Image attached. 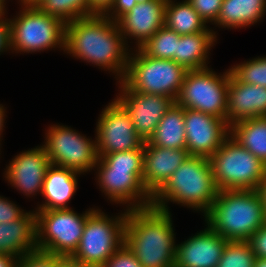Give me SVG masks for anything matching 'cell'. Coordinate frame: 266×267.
I'll list each match as a JSON object with an SVG mask.
<instances>
[{
  "label": "cell",
  "instance_id": "1",
  "mask_svg": "<svg viewBox=\"0 0 266 267\" xmlns=\"http://www.w3.org/2000/svg\"><path fill=\"white\" fill-rule=\"evenodd\" d=\"M128 44L117 22L105 15H93L73 20L65 27L67 54L115 73L122 81L129 55Z\"/></svg>",
  "mask_w": 266,
  "mask_h": 267
},
{
  "label": "cell",
  "instance_id": "2",
  "mask_svg": "<svg viewBox=\"0 0 266 267\" xmlns=\"http://www.w3.org/2000/svg\"><path fill=\"white\" fill-rule=\"evenodd\" d=\"M170 211L128 209L124 243L143 267H174L175 237Z\"/></svg>",
  "mask_w": 266,
  "mask_h": 267
},
{
  "label": "cell",
  "instance_id": "3",
  "mask_svg": "<svg viewBox=\"0 0 266 267\" xmlns=\"http://www.w3.org/2000/svg\"><path fill=\"white\" fill-rule=\"evenodd\" d=\"M207 225L228 241H248L266 224L264 200L259 190H218Z\"/></svg>",
  "mask_w": 266,
  "mask_h": 267
},
{
  "label": "cell",
  "instance_id": "4",
  "mask_svg": "<svg viewBox=\"0 0 266 267\" xmlns=\"http://www.w3.org/2000/svg\"><path fill=\"white\" fill-rule=\"evenodd\" d=\"M144 146L130 151L98 156V185L112 202L128 203L127 209L146 208L152 195L143 184Z\"/></svg>",
  "mask_w": 266,
  "mask_h": 267
},
{
  "label": "cell",
  "instance_id": "5",
  "mask_svg": "<svg viewBox=\"0 0 266 267\" xmlns=\"http://www.w3.org/2000/svg\"><path fill=\"white\" fill-rule=\"evenodd\" d=\"M217 193L209 158L189 156L152 196L151 206L169 212L166 204L171 201L205 215Z\"/></svg>",
  "mask_w": 266,
  "mask_h": 267
},
{
  "label": "cell",
  "instance_id": "6",
  "mask_svg": "<svg viewBox=\"0 0 266 267\" xmlns=\"http://www.w3.org/2000/svg\"><path fill=\"white\" fill-rule=\"evenodd\" d=\"M218 190H259L266 166L229 135L209 157Z\"/></svg>",
  "mask_w": 266,
  "mask_h": 267
},
{
  "label": "cell",
  "instance_id": "7",
  "mask_svg": "<svg viewBox=\"0 0 266 267\" xmlns=\"http://www.w3.org/2000/svg\"><path fill=\"white\" fill-rule=\"evenodd\" d=\"M135 52L129 55L122 81L134 91L176 100L187 70L174 60L150 57L140 48H136Z\"/></svg>",
  "mask_w": 266,
  "mask_h": 267
},
{
  "label": "cell",
  "instance_id": "8",
  "mask_svg": "<svg viewBox=\"0 0 266 267\" xmlns=\"http://www.w3.org/2000/svg\"><path fill=\"white\" fill-rule=\"evenodd\" d=\"M15 17L9 20L10 50L32 53L56 46L65 49L66 24L59 18L37 6H24Z\"/></svg>",
  "mask_w": 266,
  "mask_h": 267
},
{
  "label": "cell",
  "instance_id": "9",
  "mask_svg": "<svg viewBox=\"0 0 266 267\" xmlns=\"http://www.w3.org/2000/svg\"><path fill=\"white\" fill-rule=\"evenodd\" d=\"M127 212L128 209L109 218L94 209L86 218L79 245L70 257L84 265L101 267L124 244Z\"/></svg>",
  "mask_w": 266,
  "mask_h": 267
},
{
  "label": "cell",
  "instance_id": "10",
  "mask_svg": "<svg viewBox=\"0 0 266 267\" xmlns=\"http://www.w3.org/2000/svg\"><path fill=\"white\" fill-rule=\"evenodd\" d=\"M93 210L81 215L70 208L35 211L37 248L62 257L71 256L79 245L86 218Z\"/></svg>",
  "mask_w": 266,
  "mask_h": 267
},
{
  "label": "cell",
  "instance_id": "11",
  "mask_svg": "<svg viewBox=\"0 0 266 267\" xmlns=\"http://www.w3.org/2000/svg\"><path fill=\"white\" fill-rule=\"evenodd\" d=\"M229 69L217 75L210 68L187 71L175 103L226 121Z\"/></svg>",
  "mask_w": 266,
  "mask_h": 267
},
{
  "label": "cell",
  "instance_id": "12",
  "mask_svg": "<svg viewBox=\"0 0 266 267\" xmlns=\"http://www.w3.org/2000/svg\"><path fill=\"white\" fill-rule=\"evenodd\" d=\"M43 145L51 164L84 173L97 164L96 140H90L75 130L60 125H51Z\"/></svg>",
  "mask_w": 266,
  "mask_h": 267
},
{
  "label": "cell",
  "instance_id": "13",
  "mask_svg": "<svg viewBox=\"0 0 266 267\" xmlns=\"http://www.w3.org/2000/svg\"><path fill=\"white\" fill-rule=\"evenodd\" d=\"M95 140L98 156L144 146V140L135 131L131 117L115 99L100 114Z\"/></svg>",
  "mask_w": 266,
  "mask_h": 267
},
{
  "label": "cell",
  "instance_id": "14",
  "mask_svg": "<svg viewBox=\"0 0 266 267\" xmlns=\"http://www.w3.org/2000/svg\"><path fill=\"white\" fill-rule=\"evenodd\" d=\"M120 94L115 99L129 114L135 131L145 141L153 135L158 123L175 103L171 97L146 94L130 89L123 81Z\"/></svg>",
  "mask_w": 266,
  "mask_h": 267
},
{
  "label": "cell",
  "instance_id": "15",
  "mask_svg": "<svg viewBox=\"0 0 266 267\" xmlns=\"http://www.w3.org/2000/svg\"><path fill=\"white\" fill-rule=\"evenodd\" d=\"M184 123L189 156L209 158L230 135L225 120L201 111L184 108Z\"/></svg>",
  "mask_w": 266,
  "mask_h": 267
},
{
  "label": "cell",
  "instance_id": "16",
  "mask_svg": "<svg viewBox=\"0 0 266 267\" xmlns=\"http://www.w3.org/2000/svg\"><path fill=\"white\" fill-rule=\"evenodd\" d=\"M50 164L44 146H37L15 156L6 167L5 178L26 196L35 195L42 192Z\"/></svg>",
  "mask_w": 266,
  "mask_h": 267
},
{
  "label": "cell",
  "instance_id": "17",
  "mask_svg": "<svg viewBox=\"0 0 266 267\" xmlns=\"http://www.w3.org/2000/svg\"><path fill=\"white\" fill-rule=\"evenodd\" d=\"M227 242L207 226L176 245L174 267H217Z\"/></svg>",
  "mask_w": 266,
  "mask_h": 267
},
{
  "label": "cell",
  "instance_id": "18",
  "mask_svg": "<svg viewBox=\"0 0 266 267\" xmlns=\"http://www.w3.org/2000/svg\"><path fill=\"white\" fill-rule=\"evenodd\" d=\"M165 5L163 0H149L138 3L121 16L116 22L125 42L127 37H134L132 39L136 40L139 48L163 27Z\"/></svg>",
  "mask_w": 266,
  "mask_h": 267
},
{
  "label": "cell",
  "instance_id": "19",
  "mask_svg": "<svg viewBox=\"0 0 266 267\" xmlns=\"http://www.w3.org/2000/svg\"><path fill=\"white\" fill-rule=\"evenodd\" d=\"M256 117H266V88L239 81L229 69L227 124Z\"/></svg>",
  "mask_w": 266,
  "mask_h": 267
},
{
  "label": "cell",
  "instance_id": "20",
  "mask_svg": "<svg viewBox=\"0 0 266 267\" xmlns=\"http://www.w3.org/2000/svg\"><path fill=\"white\" fill-rule=\"evenodd\" d=\"M189 157L186 149H168L144 142L143 184L153 196Z\"/></svg>",
  "mask_w": 266,
  "mask_h": 267
},
{
  "label": "cell",
  "instance_id": "21",
  "mask_svg": "<svg viewBox=\"0 0 266 267\" xmlns=\"http://www.w3.org/2000/svg\"><path fill=\"white\" fill-rule=\"evenodd\" d=\"M80 172L50 164L43 182L41 194L45 203L41 204L35 211H46L52 209H69L67 203L76 193Z\"/></svg>",
  "mask_w": 266,
  "mask_h": 267
},
{
  "label": "cell",
  "instance_id": "22",
  "mask_svg": "<svg viewBox=\"0 0 266 267\" xmlns=\"http://www.w3.org/2000/svg\"><path fill=\"white\" fill-rule=\"evenodd\" d=\"M37 249L35 211L26 212L19 219L0 223V253L19 259Z\"/></svg>",
  "mask_w": 266,
  "mask_h": 267
},
{
  "label": "cell",
  "instance_id": "23",
  "mask_svg": "<svg viewBox=\"0 0 266 267\" xmlns=\"http://www.w3.org/2000/svg\"><path fill=\"white\" fill-rule=\"evenodd\" d=\"M216 32L207 29L195 34L182 35L177 40V53L175 62L183 66L187 71L202 70L208 68L206 62L211 50L216 42Z\"/></svg>",
  "mask_w": 266,
  "mask_h": 267
},
{
  "label": "cell",
  "instance_id": "24",
  "mask_svg": "<svg viewBox=\"0 0 266 267\" xmlns=\"http://www.w3.org/2000/svg\"><path fill=\"white\" fill-rule=\"evenodd\" d=\"M266 12V0H223L215 23L224 28H241L260 21Z\"/></svg>",
  "mask_w": 266,
  "mask_h": 267
},
{
  "label": "cell",
  "instance_id": "25",
  "mask_svg": "<svg viewBox=\"0 0 266 267\" xmlns=\"http://www.w3.org/2000/svg\"><path fill=\"white\" fill-rule=\"evenodd\" d=\"M147 142L168 149H186L184 108L174 103Z\"/></svg>",
  "mask_w": 266,
  "mask_h": 267
},
{
  "label": "cell",
  "instance_id": "26",
  "mask_svg": "<svg viewBox=\"0 0 266 267\" xmlns=\"http://www.w3.org/2000/svg\"><path fill=\"white\" fill-rule=\"evenodd\" d=\"M230 135L266 166V117L238 121L230 126Z\"/></svg>",
  "mask_w": 266,
  "mask_h": 267
},
{
  "label": "cell",
  "instance_id": "27",
  "mask_svg": "<svg viewBox=\"0 0 266 267\" xmlns=\"http://www.w3.org/2000/svg\"><path fill=\"white\" fill-rule=\"evenodd\" d=\"M164 25L180 36L195 34L208 29L206 22L186 0L182 3H175L173 0L166 2Z\"/></svg>",
  "mask_w": 266,
  "mask_h": 267
},
{
  "label": "cell",
  "instance_id": "28",
  "mask_svg": "<svg viewBox=\"0 0 266 267\" xmlns=\"http://www.w3.org/2000/svg\"><path fill=\"white\" fill-rule=\"evenodd\" d=\"M37 7L65 24L89 17L88 0H41Z\"/></svg>",
  "mask_w": 266,
  "mask_h": 267
},
{
  "label": "cell",
  "instance_id": "29",
  "mask_svg": "<svg viewBox=\"0 0 266 267\" xmlns=\"http://www.w3.org/2000/svg\"><path fill=\"white\" fill-rule=\"evenodd\" d=\"M178 39L180 35L164 25L139 48L150 57L175 61Z\"/></svg>",
  "mask_w": 266,
  "mask_h": 267
},
{
  "label": "cell",
  "instance_id": "30",
  "mask_svg": "<svg viewBox=\"0 0 266 267\" xmlns=\"http://www.w3.org/2000/svg\"><path fill=\"white\" fill-rule=\"evenodd\" d=\"M255 261L248 241H228L217 267H253Z\"/></svg>",
  "mask_w": 266,
  "mask_h": 267
},
{
  "label": "cell",
  "instance_id": "31",
  "mask_svg": "<svg viewBox=\"0 0 266 267\" xmlns=\"http://www.w3.org/2000/svg\"><path fill=\"white\" fill-rule=\"evenodd\" d=\"M241 82L266 88V57H258L230 68Z\"/></svg>",
  "mask_w": 266,
  "mask_h": 267
},
{
  "label": "cell",
  "instance_id": "32",
  "mask_svg": "<svg viewBox=\"0 0 266 267\" xmlns=\"http://www.w3.org/2000/svg\"><path fill=\"white\" fill-rule=\"evenodd\" d=\"M61 257L37 249L19 258L16 267H56Z\"/></svg>",
  "mask_w": 266,
  "mask_h": 267
},
{
  "label": "cell",
  "instance_id": "33",
  "mask_svg": "<svg viewBox=\"0 0 266 267\" xmlns=\"http://www.w3.org/2000/svg\"><path fill=\"white\" fill-rule=\"evenodd\" d=\"M206 22H216L223 0H186Z\"/></svg>",
  "mask_w": 266,
  "mask_h": 267
},
{
  "label": "cell",
  "instance_id": "34",
  "mask_svg": "<svg viewBox=\"0 0 266 267\" xmlns=\"http://www.w3.org/2000/svg\"><path fill=\"white\" fill-rule=\"evenodd\" d=\"M101 267H143L124 243Z\"/></svg>",
  "mask_w": 266,
  "mask_h": 267
},
{
  "label": "cell",
  "instance_id": "35",
  "mask_svg": "<svg viewBox=\"0 0 266 267\" xmlns=\"http://www.w3.org/2000/svg\"><path fill=\"white\" fill-rule=\"evenodd\" d=\"M26 212L5 197L0 196V223L21 218Z\"/></svg>",
  "mask_w": 266,
  "mask_h": 267
},
{
  "label": "cell",
  "instance_id": "36",
  "mask_svg": "<svg viewBox=\"0 0 266 267\" xmlns=\"http://www.w3.org/2000/svg\"><path fill=\"white\" fill-rule=\"evenodd\" d=\"M248 242L256 257L266 258V224L254 232Z\"/></svg>",
  "mask_w": 266,
  "mask_h": 267
},
{
  "label": "cell",
  "instance_id": "37",
  "mask_svg": "<svg viewBox=\"0 0 266 267\" xmlns=\"http://www.w3.org/2000/svg\"><path fill=\"white\" fill-rule=\"evenodd\" d=\"M135 5H137L135 0H114L112 6L104 15L116 22L121 16L130 11Z\"/></svg>",
  "mask_w": 266,
  "mask_h": 267
},
{
  "label": "cell",
  "instance_id": "38",
  "mask_svg": "<svg viewBox=\"0 0 266 267\" xmlns=\"http://www.w3.org/2000/svg\"><path fill=\"white\" fill-rule=\"evenodd\" d=\"M114 0H88L89 16L104 15L112 6Z\"/></svg>",
  "mask_w": 266,
  "mask_h": 267
},
{
  "label": "cell",
  "instance_id": "39",
  "mask_svg": "<svg viewBox=\"0 0 266 267\" xmlns=\"http://www.w3.org/2000/svg\"><path fill=\"white\" fill-rule=\"evenodd\" d=\"M10 50L9 19L0 17V53Z\"/></svg>",
  "mask_w": 266,
  "mask_h": 267
},
{
  "label": "cell",
  "instance_id": "40",
  "mask_svg": "<svg viewBox=\"0 0 266 267\" xmlns=\"http://www.w3.org/2000/svg\"><path fill=\"white\" fill-rule=\"evenodd\" d=\"M56 267H91L88 265H84L69 257H61Z\"/></svg>",
  "mask_w": 266,
  "mask_h": 267
},
{
  "label": "cell",
  "instance_id": "41",
  "mask_svg": "<svg viewBox=\"0 0 266 267\" xmlns=\"http://www.w3.org/2000/svg\"><path fill=\"white\" fill-rule=\"evenodd\" d=\"M18 258L6 254V253H0V267H16Z\"/></svg>",
  "mask_w": 266,
  "mask_h": 267
},
{
  "label": "cell",
  "instance_id": "42",
  "mask_svg": "<svg viewBox=\"0 0 266 267\" xmlns=\"http://www.w3.org/2000/svg\"><path fill=\"white\" fill-rule=\"evenodd\" d=\"M259 191L262 194V197L264 200V208H265V215H266V172H265L264 179L262 181Z\"/></svg>",
  "mask_w": 266,
  "mask_h": 267
},
{
  "label": "cell",
  "instance_id": "43",
  "mask_svg": "<svg viewBox=\"0 0 266 267\" xmlns=\"http://www.w3.org/2000/svg\"><path fill=\"white\" fill-rule=\"evenodd\" d=\"M5 109L3 107V105L0 104V136L2 135V130L4 127V119H5ZM0 141H1V137H0Z\"/></svg>",
  "mask_w": 266,
  "mask_h": 267
},
{
  "label": "cell",
  "instance_id": "44",
  "mask_svg": "<svg viewBox=\"0 0 266 267\" xmlns=\"http://www.w3.org/2000/svg\"><path fill=\"white\" fill-rule=\"evenodd\" d=\"M23 6H37L41 0H19Z\"/></svg>",
  "mask_w": 266,
  "mask_h": 267
},
{
  "label": "cell",
  "instance_id": "45",
  "mask_svg": "<svg viewBox=\"0 0 266 267\" xmlns=\"http://www.w3.org/2000/svg\"><path fill=\"white\" fill-rule=\"evenodd\" d=\"M254 267H266V258L256 257Z\"/></svg>",
  "mask_w": 266,
  "mask_h": 267
},
{
  "label": "cell",
  "instance_id": "46",
  "mask_svg": "<svg viewBox=\"0 0 266 267\" xmlns=\"http://www.w3.org/2000/svg\"><path fill=\"white\" fill-rule=\"evenodd\" d=\"M5 0H0V17L6 18L5 16Z\"/></svg>",
  "mask_w": 266,
  "mask_h": 267
},
{
  "label": "cell",
  "instance_id": "47",
  "mask_svg": "<svg viewBox=\"0 0 266 267\" xmlns=\"http://www.w3.org/2000/svg\"><path fill=\"white\" fill-rule=\"evenodd\" d=\"M149 0H135V2L138 4V3H144V2H147Z\"/></svg>",
  "mask_w": 266,
  "mask_h": 267
}]
</instances>
